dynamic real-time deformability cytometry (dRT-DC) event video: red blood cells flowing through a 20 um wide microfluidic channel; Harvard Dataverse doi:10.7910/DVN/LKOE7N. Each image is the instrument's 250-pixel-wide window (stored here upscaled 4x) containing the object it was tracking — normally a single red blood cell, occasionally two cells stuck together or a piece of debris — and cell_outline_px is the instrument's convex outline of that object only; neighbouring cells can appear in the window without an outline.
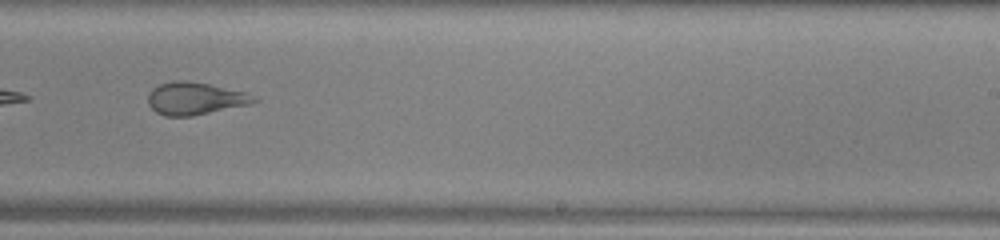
{"species": "common noctule bat (a hibernating species)", "species_latin": "Nyctalus noctula", "temperature_condition": "warm", "stored_images_in_passage": 35, "camera_frame_rate_fps": 3000, "um_per_image_px": 0.085, "animal": {"sex": "male", "body_mass_g": 13.0, "forearm_length_mm": 53.1}, "frame": {"image": 1, "passage_image": 16, "time_ms": 5.0, "image_size_px": [1000, 240], "cell_outline_px": [[260, 100], [252, 104], [192, 116], [164, 116], [156, 112], [148, 104], [148, 96], [152, 88], [160, 84], [172, 80], [184, 80], [208, 84], [244, 92]], "centroid_in_image_um": [16.56, 8.38], "position_along_channel_um": 272.4, "area_um2": 20.0}}